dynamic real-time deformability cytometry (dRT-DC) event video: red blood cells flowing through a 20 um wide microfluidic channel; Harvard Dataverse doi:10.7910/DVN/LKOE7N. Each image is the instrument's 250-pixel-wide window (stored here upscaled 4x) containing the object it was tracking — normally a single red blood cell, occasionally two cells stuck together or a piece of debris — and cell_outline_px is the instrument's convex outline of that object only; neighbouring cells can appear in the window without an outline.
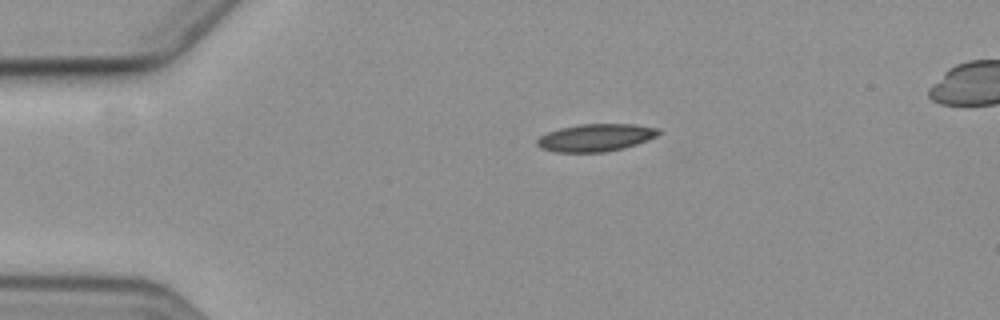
{"species": "common noctule bat (a hibernating species)", "species_latin": "Nyctalus noctula", "temperature_condition": "cold", "stored_images_in_passage": 3, "camera_frame_rate_fps": 3000, "um_per_image_px": 0.085, "animal": {"sex": "female", "body_mass_g": 19.3, "forearm_length_mm": 54.1}, "frame": {"image": 1, "passage_image": 1, "time_ms": 0.0, "image_size_px": [1000, 320], "cell_outline_px": [[660, 132], [656, 136], [648, 140], [624, 148], [604, 152], [556, 152], [540, 148], [536, 144], [536, 140], [540, 136], [548, 132], [560, 128], [580, 124], [636, 124], [660, 128]], "centroid_in_image_um": [50.64, 11.69], "position_along_channel_um": 34.4, "area_um2": 19.54}}